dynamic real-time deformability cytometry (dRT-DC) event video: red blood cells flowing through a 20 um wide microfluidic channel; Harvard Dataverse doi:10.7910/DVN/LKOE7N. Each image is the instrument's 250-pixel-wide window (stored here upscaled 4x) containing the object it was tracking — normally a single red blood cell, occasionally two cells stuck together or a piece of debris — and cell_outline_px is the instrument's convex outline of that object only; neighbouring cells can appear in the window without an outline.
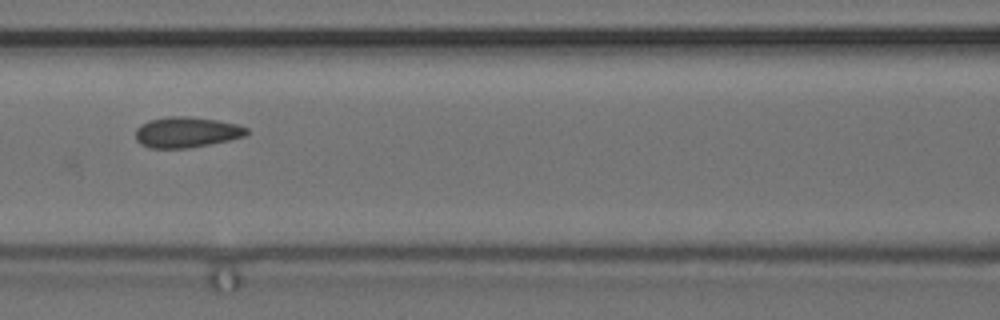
{"species": "common noctule bat (a hibernating species)", "species_latin": "Nyctalus noctula", "temperature_condition": "cold", "stored_images_in_passage": 14, "camera_frame_rate_fps": 3000, "um_per_image_px": 0.085, "animal": {"sex": "female", "body_mass_g": 24.6, "forearm_length_mm": 56.2}, "frame": {"image": 1, "passage_image": 6, "time_ms": 1.667, "image_size_px": [1000, 320], "cell_outline_px": [[248, 132], [244, 136], [228, 140], [188, 148], [148, 148], [140, 144], [136, 140], [136, 128], [140, 124], [148, 120], [168, 116], [188, 116], [216, 120], [240, 124], [248, 128]], "centroid_in_image_um": [15.82, 11.23], "position_along_channel_um": 150.8, "area_um2": 19.94}}
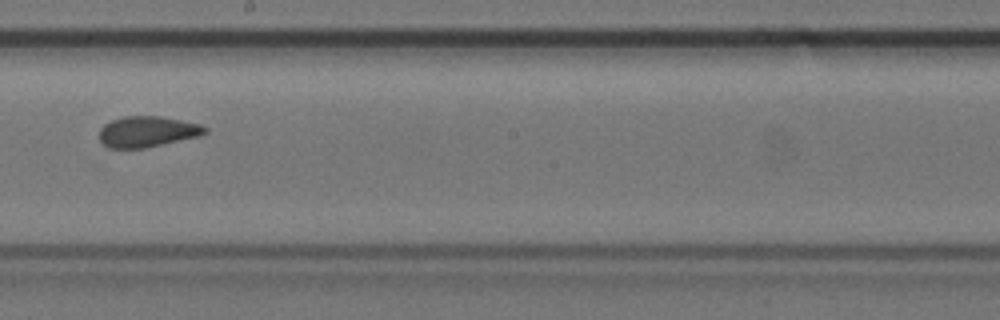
{"frame": {"image": 2, "passage_image": 8, "time_ms": 2.333, "image_size_px": [1000, 320], "cell_outline_px": [[208, 132], [200, 136], [144, 148], [108, 148], [100, 140], [100, 128], [104, 124], [112, 120], [124, 116], [160, 116], [200, 124], [208, 128]], "centroid_in_image_um": [12.53, 11.19], "position_along_channel_um": 235.7, "area_um2": 18.96}}
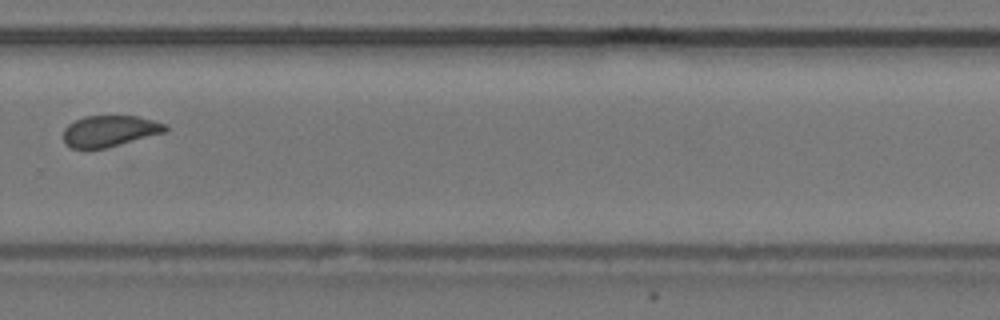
{"frame": {"image": 3, "passage_image": 10, "time_ms": 3.0, "image_size_px": [1000, 320], "cell_outline_px": [[168, 132], [104, 148], [72, 148], [64, 144], [64, 128], [68, 124], [84, 116], [140, 116], [168, 124]], "centroid_in_image_um": [9.37, 11.12], "position_along_channel_um": 320.4, "area_um2": 18.67}}